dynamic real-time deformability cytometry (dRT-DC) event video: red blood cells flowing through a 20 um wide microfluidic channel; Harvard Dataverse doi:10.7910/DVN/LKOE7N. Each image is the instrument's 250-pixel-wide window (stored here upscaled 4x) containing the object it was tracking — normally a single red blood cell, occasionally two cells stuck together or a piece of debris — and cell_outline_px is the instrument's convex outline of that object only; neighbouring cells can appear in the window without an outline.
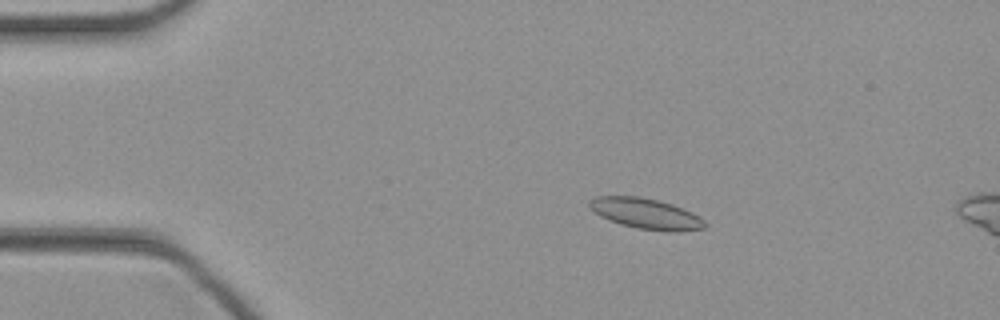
{"species": "common noctule bat (a hibernating species)", "species_latin": "Nyctalus noctula", "temperature_condition": "cold", "stored_images_in_passage": 15, "camera_frame_rate_fps": 3000, "um_per_image_px": 0.085, "animal": {"sex": "female", "body_mass_g": 21.9}, "frame": {"image": 1, "passage_image": 9, "time_ms": 2.667, "image_size_px": [1000, 320], "cell_outline_px": [[708, 228], [676, 232], [668, 232], [636, 228], [620, 224], [608, 220], [600, 216], [588, 204], [588, 200], [596, 196], [640, 196], [672, 204], [692, 212], [700, 216], [708, 224]], "centroid_in_image_um": [54.95, 18.17], "position_along_channel_um": 30.1, "area_um2": 20.81}}